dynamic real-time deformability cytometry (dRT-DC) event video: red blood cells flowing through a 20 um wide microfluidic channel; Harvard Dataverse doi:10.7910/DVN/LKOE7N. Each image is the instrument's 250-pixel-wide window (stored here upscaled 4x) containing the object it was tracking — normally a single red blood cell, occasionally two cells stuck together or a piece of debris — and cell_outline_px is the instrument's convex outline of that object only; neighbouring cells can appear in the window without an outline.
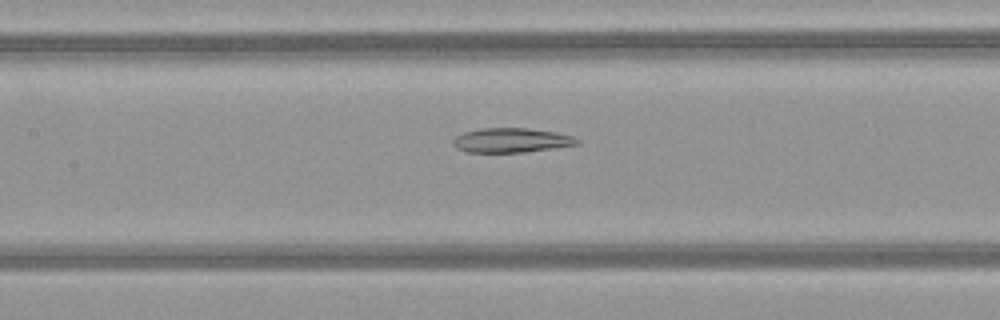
{"species": "common noctule bat (a hibernating species)", "species_latin": "Nyctalus noctula", "temperature_condition": "warm", "stored_images_in_passage": 43, "camera_frame_rate_fps": 3000, "um_per_image_px": 0.085, "animal": {"sex": "female", "body_mass_g": 21.9}, "frame": {"image": 1, "passage_image": 17, "time_ms": 5.333, "image_size_px": [1000, 320], "cell_outline_px": [[580, 144], [524, 152], [468, 152], [456, 148], [452, 144], [452, 140], [456, 136], [464, 132], [480, 128], [528, 128], [556, 132], [576, 136], [580, 140]], "centroid_in_image_um": [43.48, 11.91], "position_along_channel_um": 163.9, "area_um2": 17.8}}
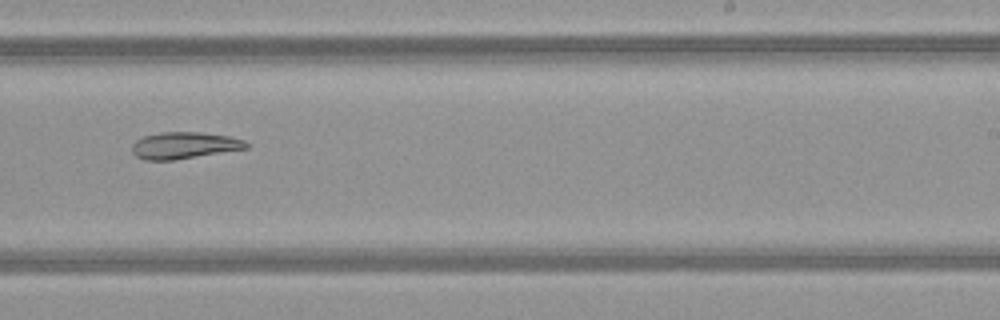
{"frame": {"image": 2, "passage_image": 25, "time_ms": 8.0, "image_size_px": [1000, 320], "cell_outline_px": [[252, 144], [248, 148], [176, 160], [144, 160], [136, 156], [132, 152], [132, 144], [136, 140], [144, 136], [160, 132], [200, 132], [228, 136], [244, 140]], "centroid_in_image_um": [15.67, 12.36], "position_along_channel_um": 273.3, "area_um2": 17.92}}
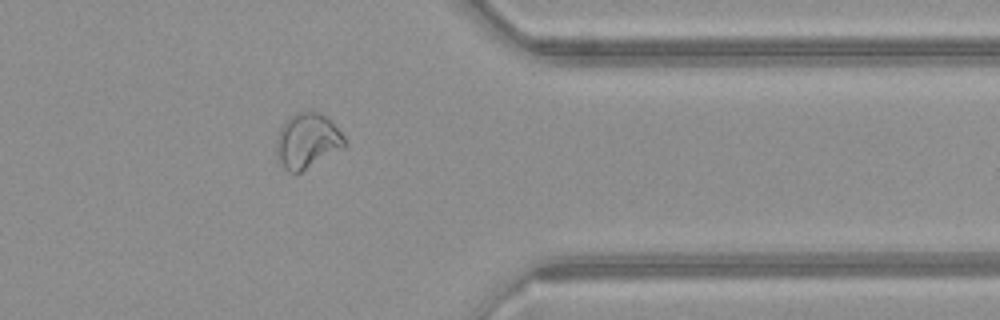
{"frame": {"image": 3, "passage_image": 34, "time_ms": 11.0, "image_size_px": [1000, 320], "cell_outline_px": [[348, 144], [344, 148], [300, 172], [288, 172], [280, 164], [276, 156], [276, 140], [280, 128], [296, 112], [312, 108], [320, 112], [344, 136]], "centroid_in_image_um": [26.11, 11.96], "position_along_channel_um": 385.3, "area_um2": 21.96}, "authors_computed_cell_mechanics": {"area_um2": 21.5016, "velocity_mm_per_s": 4.1182, "shape_relaxation_time_tau1_ms": null, "shape_relaxation_time_tau2_ms": 6.4872, "deformation_change_tau1": null, "deformation_change_tau2": 0.1207}}